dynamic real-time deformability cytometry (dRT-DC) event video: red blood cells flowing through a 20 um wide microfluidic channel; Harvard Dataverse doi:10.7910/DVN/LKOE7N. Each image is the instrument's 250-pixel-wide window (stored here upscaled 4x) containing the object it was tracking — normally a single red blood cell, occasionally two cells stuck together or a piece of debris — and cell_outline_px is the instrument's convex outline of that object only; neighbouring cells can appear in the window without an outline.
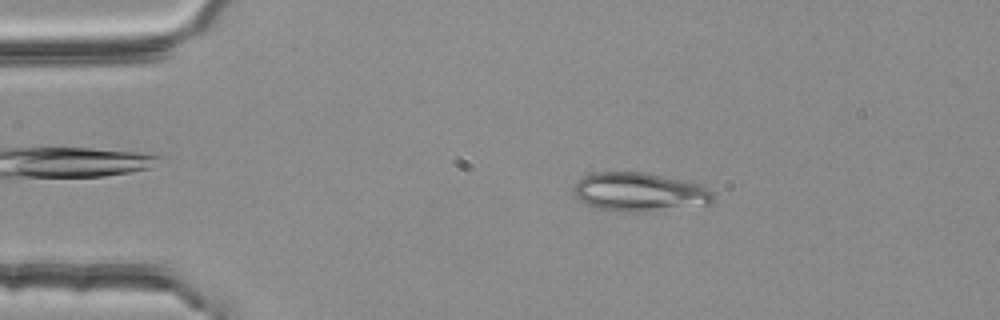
{"species": "common noctule bat (a hibernating species)", "species_latin": "Nyctalus noctula", "temperature_condition": "room temperature", "stored_images_in_passage": 46, "camera_frame_rate_fps": 3000, "um_per_image_px": 0.085, "animal": {"sex": "female", "body_mass_g": 25.1}, "frame": {"image": 1, "passage_image": 9, "time_ms": 2.667, "image_size_px": [1000, 320], "cell_outline_px": [[716, 196], [712, 204], [644, 212], [632, 212], [600, 208], [588, 204], [580, 200], [572, 192], [572, 188], [576, 180], [584, 176], [596, 172], [644, 172], [684, 180], [700, 184], [708, 188]], "centroid_in_image_um": [54.39, 16.31], "position_along_channel_um": 30.6, "area_um2": 31.67}}
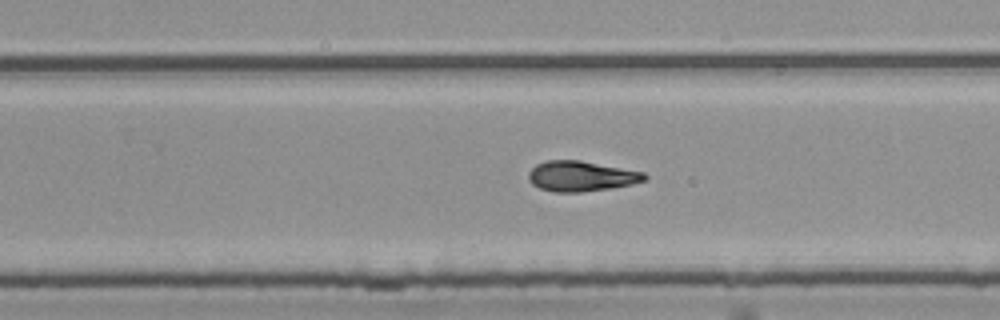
{"frame": {"image": 2, "passage_image": 33, "time_ms": 10.667, "image_size_px": [1000, 320], "cell_outline_px": [[648, 176], [644, 180], [632, 184], [608, 188], [580, 192], [552, 192], [540, 188], [532, 184], [528, 180], [528, 172], [536, 164], [548, 160], [580, 160], [644, 172]], "centroid_in_image_um": [49.36, 14.97], "position_along_channel_um": 280.4, "area_um2": 20.4}}
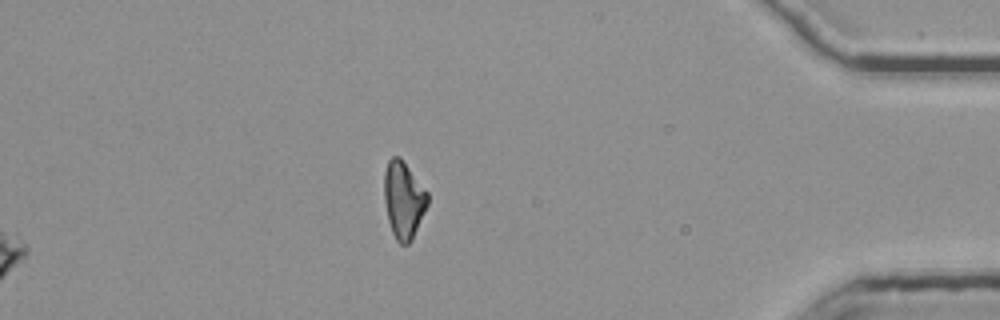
{"frame": {"image": 3, "passage_image": 46, "time_ms": 15.0, "image_size_px": [1000, 320], "cell_outline_px": [[428, 204], [412, 240], [408, 244], [400, 244], [396, 240], [392, 232], [388, 220], [384, 200], [384, 172], [388, 160], [392, 156], [400, 156], [428, 192]], "centroid_in_image_um": [34.3, 16.97], "position_along_channel_um": 400.9, "area_um2": 19.59}, "authors_computed_cell_mechanics": {"area_um2": 20.6057, "velocity_mm_per_s": 3.7871, "shape_relaxation_time_tau1_ms": 3.6608, "shape_relaxation_time_tau2_ms": 2.852, "deformation_change_tau1": 0.1655, "deformation_change_tau2": 0.1017}}